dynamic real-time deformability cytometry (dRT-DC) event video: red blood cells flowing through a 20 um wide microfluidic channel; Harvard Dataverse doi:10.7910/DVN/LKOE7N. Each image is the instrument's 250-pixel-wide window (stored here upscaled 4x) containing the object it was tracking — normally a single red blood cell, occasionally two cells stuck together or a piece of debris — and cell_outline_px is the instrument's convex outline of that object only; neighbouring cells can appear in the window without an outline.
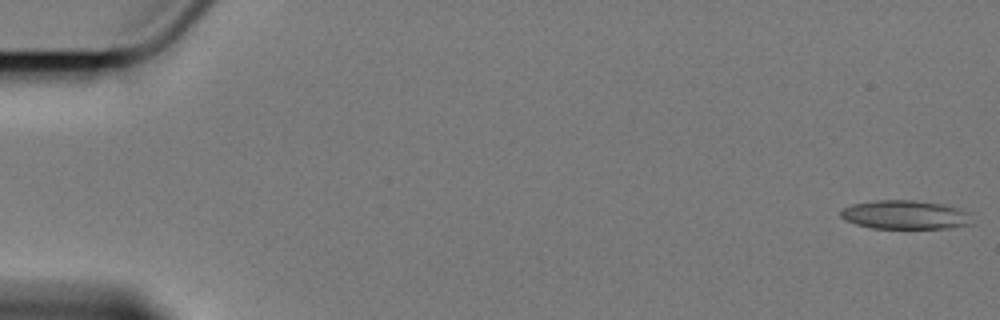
{"species": "Egyptian fruit bat (a non-hibernating species)", "species_latin": "Rousettus aegyptiacus", "temperature_condition": "cold", "stored_images_in_passage": 46, "camera_frame_rate_fps": 3000, "um_per_image_px": 0.085, "animal": {"sex": "female"}, "frame": {"image": 1, "passage_image": 1, "time_ms": 0.0, "image_size_px": [1000, 320], "cell_outline_px": [[972, 224], [948, 228], [872, 228], [856, 224], [844, 220], [840, 216], [840, 212], [844, 208], [852, 204], [876, 200], [912, 200], [944, 204], [960, 208], [968, 212]], "centroid_in_image_um": [76.94, 18.25], "position_along_channel_um": 8.1, "area_um2": 22.08}}
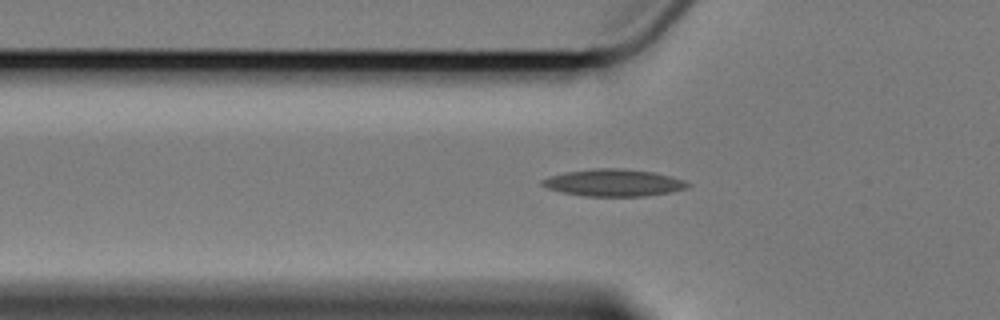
{"frame": {"image": 2, "passage_image": 20, "time_ms": 6.333, "image_size_px": [1000, 320], "cell_outline_px": [[692, 184], [684, 188], [668, 192], [644, 196], [584, 196], [564, 192], [548, 188], [540, 184], [540, 180], [564, 172], [596, 168], [624, 168], [652, 172], [684, 180]], "centroid_in_image_um": [52.13, 15.52], "position_along_channel_um": 73.7, "area_um2": 22.66}}
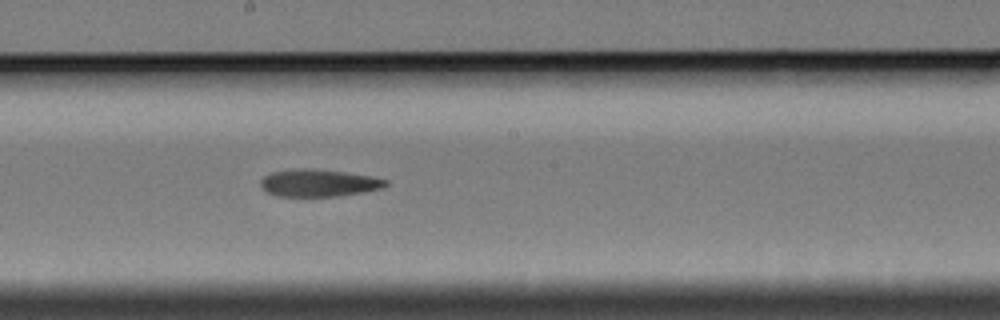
{"frame": {"image": 3, "passage_image": 33, "time_ms": 10.667, "image_size_px": [1000, 320], "cell_outline_px": [[388, 184], [384, 188], [364, 192], [340, 196], [276, 196], [268, 192], [260, 184], [260, 180], [264, 176], [272, 172], [292, 168], [316, 168], [372, 176], [388, 180]], "centroid_in_image_um": [27.11, 15.54], "position_along_channel_um": 221.1, "area_um2": 20.11}}